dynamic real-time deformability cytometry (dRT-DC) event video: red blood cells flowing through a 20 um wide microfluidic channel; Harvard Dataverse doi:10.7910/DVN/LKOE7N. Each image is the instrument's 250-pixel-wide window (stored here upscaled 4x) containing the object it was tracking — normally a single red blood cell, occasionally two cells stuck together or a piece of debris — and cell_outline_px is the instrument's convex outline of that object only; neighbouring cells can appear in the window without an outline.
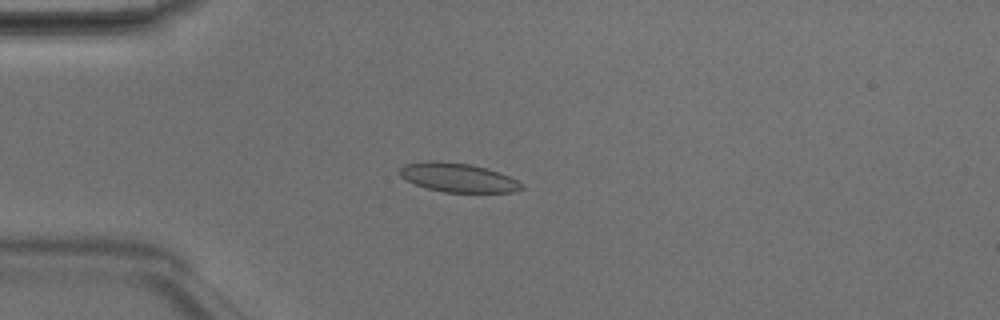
{"species": "Egyptian fruit bat (a non-hibernating species)", "species_latin": "Rousettus aegyptiacus", "temperature_condition": "room temperature", "stored_images_in_passage": 3, "camera_frame_rate_fps": 3000, "um_per_image_px": 0.085, "animal": {"sex": "male"}, "frame": {"image": 1, "passage_image": 2, "time_ms": 0.333, "image_size_px": [1000, 320], "cell_outline_px": [[524, 188], [512, 192], [444, 192], [428, 188], [416, 184], [400, 176], [400, 168], [404, 164], [424, 160], [436, 160], [468, 164], [488, 168], [508, 176], [524, 184]], "centroid_in_image_um": [38.92, 15.08], "position_along_channel_um": 46.1, "area_um2": 20.52}}